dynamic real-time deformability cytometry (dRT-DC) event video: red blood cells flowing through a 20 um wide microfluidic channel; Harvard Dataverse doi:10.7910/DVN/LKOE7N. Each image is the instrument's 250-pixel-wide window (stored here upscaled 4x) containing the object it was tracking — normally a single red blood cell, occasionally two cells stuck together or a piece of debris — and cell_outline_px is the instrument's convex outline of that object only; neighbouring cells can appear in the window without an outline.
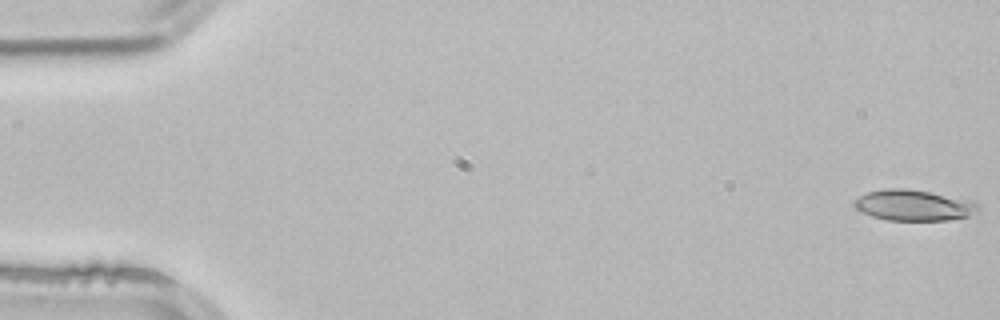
{"species": "common noctule bat (a hibernating species)", "species_latin": "Nyctalus noctula", "temperature_condition": "room temperature", "stored_images_in_passage": 52, "camera_frame_rate_fps": 3000, "um_per_image_px": 0.085, "animal": {"sex": "male", "body_mass_g": 21.5, "forearm_length_mm": 52.0}, "frame": {"image": 1, "passage_image": 1, "time_ms": 0.0, "image_size_px": [1000, 320], "cell_outline_px": [[980, 212], [968, 216], [948, 220], [888, 220], [872, 216], [856, 208], [852, 204], [860, 196], [868, 192], [884, 188], [904, 188], [928, 192], [972, 200], [980, 204]], "centroid_in_image_um": [77.72, 17.45], "position_along_channel_um": 7.3, "area_um2": 22.25}}
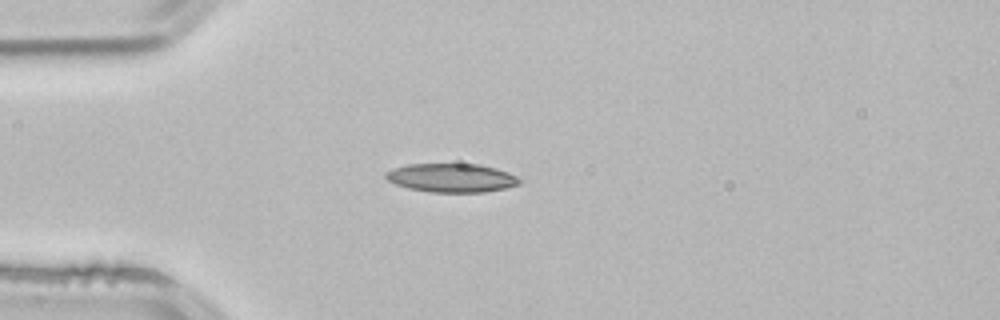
{"frame": {"image": 2, "passage_image": 14, "time_ms": 4.333, "image_size_px": [1000, 320], "cell_outline_px": [[524, 180], [520, 184], [504, 188], [484, 192], [432, 192], [408, 188], [396, 184], [388, 180], [384, 176], [384, 172], [392, 168], [408, 164], [480, 164], [496, 168], [508, 172]], "centroid_in_image_um": [38.39, 15.11], "position_along_channel_um": 46.6, "area_um2": 22.48}}
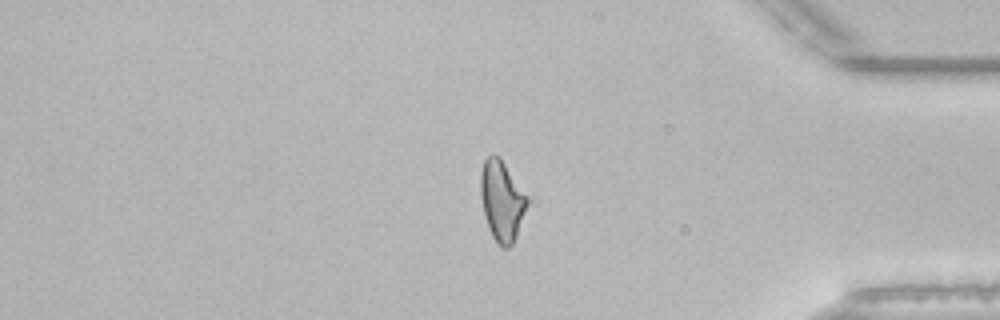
{"frame": {"image": 3, "passage_image": 44, "time_ms": 14.333, "image_size_px": [1000, 320], "cell_outline_px": [[528, 204], [516, 236], [512, 244], [508, 248], [500, 248], [496, 244], [488, 228], [480, 196], [480, 172], [484, 160], [492, 152], [500, 156], [528, 196]], "centroid_in_image_um": [42.65, 17.04], "position_along_channel_um": 392.6, "area_um2": 22.14}, "authors_computed_cell_mechanics": {"area_um2": 21.7039, "velocity_mm_per_s": 3.8862, "shape_relaxation_time_tau1_ms": 8.8986, "shape_relaxation_time_tau2_ms": 3.3291, "deformation_change_tau1": 0.2149, "deformation_change_tau2": 0.1056}}